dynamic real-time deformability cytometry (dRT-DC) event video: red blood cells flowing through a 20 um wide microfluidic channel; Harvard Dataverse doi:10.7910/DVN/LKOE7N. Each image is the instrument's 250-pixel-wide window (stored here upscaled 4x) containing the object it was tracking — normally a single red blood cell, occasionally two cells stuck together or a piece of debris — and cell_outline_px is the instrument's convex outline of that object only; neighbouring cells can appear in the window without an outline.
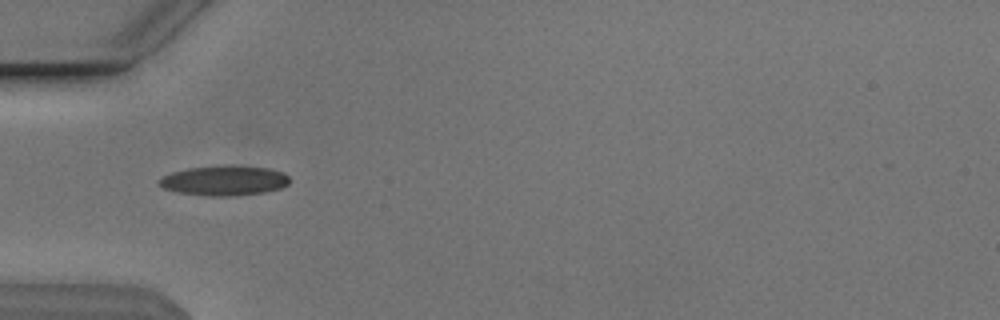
{"species": "Egyptian fruit bat (a non-hibernating species)", "species_latin": "Rousettus aegyptiacus", "temperature_condition": "cold", "stored_images_in_passage": 37, "camera_frame_rate_fps": 3000, "um_per_image_px": 0.085, "animal": {"sex": "male"}, "frame": {"image": 1, "passage_image": 1, "time_ms": 0.0, "image_size_px": [1000, 320], "cell_outline_px": [[288, 184], [280, 188], [264, 192], [236, 196], [208, 196], [180, 192], [164, 188], [156, 184], [156, 180], [172, 172], [188, 168], [224, 164], [228, 164], [268, 168], [284, 172], [288, 176]], "centroid_in_image_um": [19.05, 15.33], "position_along_channel_um": 66.0, "area_um2": 23.0}}
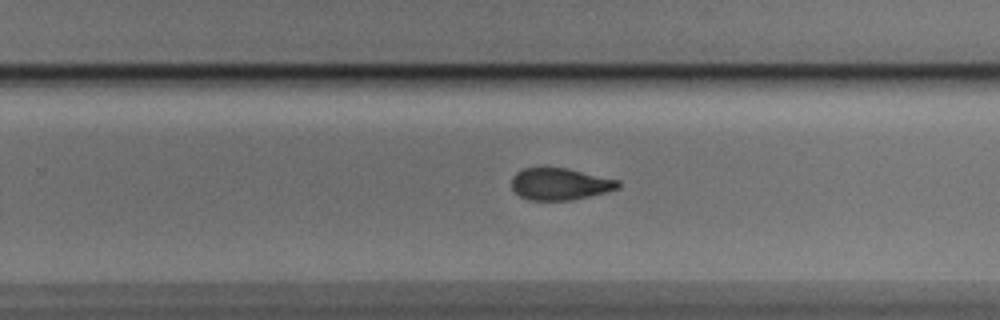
{"frame": {"image": 2, "passage_image": 18, "time_ms": 5.667, "image_size_px": [1000, 320], "cell_outline_px": [[620, 188], [608, 192], [572, 200], [528, 200], [520, 196], [512, 188], [512, 176], [516, 172], [524, 168], [540, 164], [568, 168], [620, 180]], "centroid_in_image_um": [47.59, 15.6], "position_along_channel_um": 282.2, "area_um2": 20.58}}
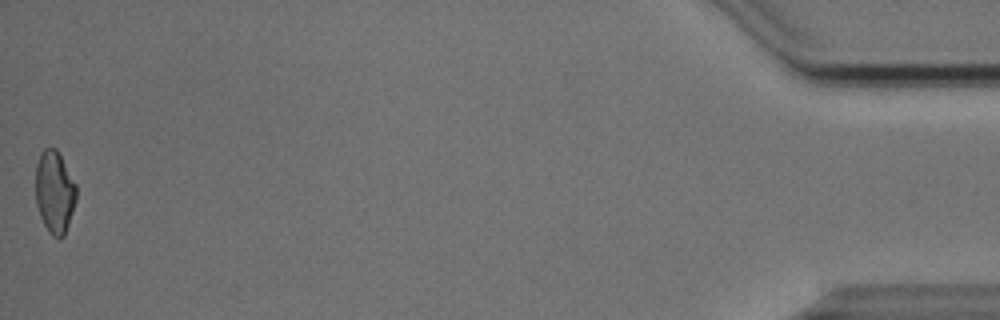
{"frame": {"image": 3, "passage_image": 37, "time_ms": 12.0, "image_size_px": [1000, 320], "cell_outline_px": [[76, 200], [64, 236], [60, 240], [52, 236], [48, 232], [40, 216], [36, 204], [36, 164], [40, 152], [44, 148], [56, 148], [76, 184]], "centroid_in_image_um": [4.63, 16.33], "position_along_channel_um": 430.6, "area_um2": 19.59}, "authors_computed_cell_mechanics": {"area_um2": 20.5768, "velocity_mm_per_s": 3.836, "shape_relaxation_time_tau1_ms": 5.7211, "shape_relaxation_time_tau2_ms": 3.5873, "deformation_change_tau1": 0.1585, "deformation_change_tau2": 0.1018}}